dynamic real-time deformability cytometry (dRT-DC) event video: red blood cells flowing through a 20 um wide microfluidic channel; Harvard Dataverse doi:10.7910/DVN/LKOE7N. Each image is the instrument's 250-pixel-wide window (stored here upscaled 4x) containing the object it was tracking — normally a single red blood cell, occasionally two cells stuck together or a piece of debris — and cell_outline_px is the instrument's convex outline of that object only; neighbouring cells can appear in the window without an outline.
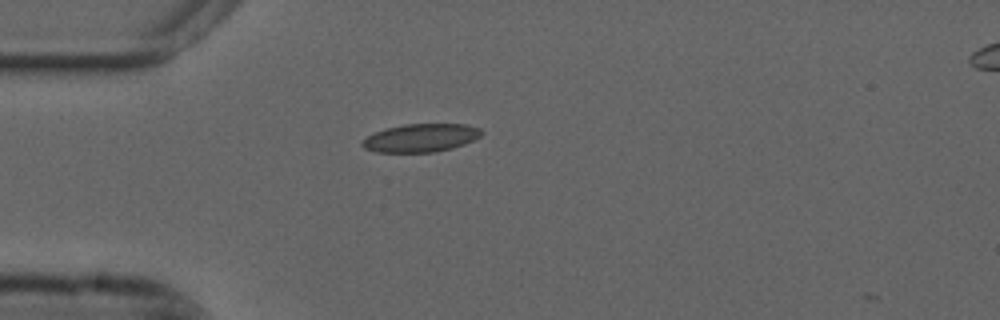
{"species": "common noctule bat (a hibernating species)", "species_latin": "Nyctalus noctula", "temperature_condition": "cold", "stored_images_in_passage": 2, "camera_frame_rate_fps": 3000, "um_per_image_px": 0.085, "animal": {"sex": "male", "forearm_length_mm": 52.5}, "frame": {"image": 1, "passage_image": 1, "time_ms": 0.0, "image_size_px": [1000, 320], "cell_outline_px": [[484, 132], [480, 136], [464, 144], [452, 148], [432, 152], [376, 152], [364, 148], [360, 144], [368, 136], [376, 132], [388, 128], [404, 124], [468, 124], [480, 128]], "centroid_in_image_um": [35.8, 11.71], "position_along_channel_um": 49.2, "area_um2": 19.42}}